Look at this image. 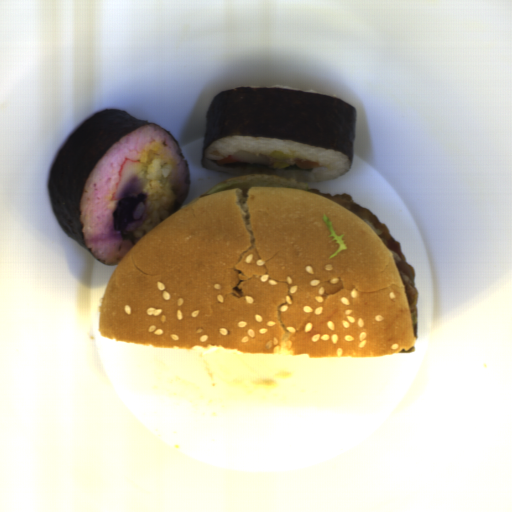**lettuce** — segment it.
<instances>
[{"label": "lettuce", "instance_id": "obj_1", "mask_svg": "<svg viewBox=\"0 0 512 512\" xmlns=\"http://www.w3.org/2000/svg\"><path fill=\"white\" fill-rule=\"evenodd\" d=\"M322 220L324 221V223L327 225L329 231L331 234L328 235V238L329 237H333L332 241H337L338 244H339V248L332 254L330 255L329 258H332L334 256H337L342 250H347V246L343 240V236L345 234H342V235H338L337 232L335 231L334 227H333V224H332V221L331 219H329L327 217V215H323L322 217Z\"/></svg>", "mask_w": 512, "mask_h": 512}]
</instances>
